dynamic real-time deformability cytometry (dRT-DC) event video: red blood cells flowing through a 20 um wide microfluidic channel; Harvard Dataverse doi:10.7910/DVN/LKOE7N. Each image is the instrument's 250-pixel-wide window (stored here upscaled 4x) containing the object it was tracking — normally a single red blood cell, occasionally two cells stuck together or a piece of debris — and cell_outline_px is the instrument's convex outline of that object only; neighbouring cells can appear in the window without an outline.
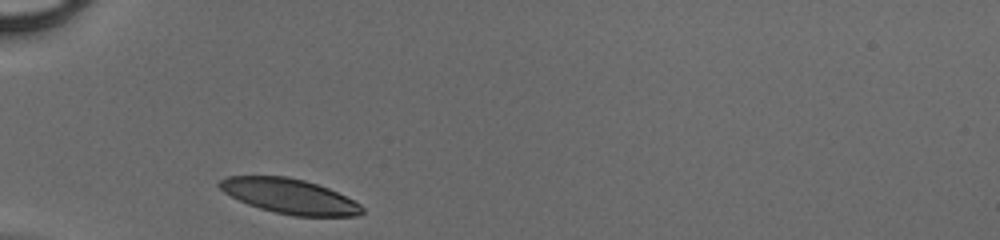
{"species": "human", "species_latin": "Homo sapiens", "temperature_condition": "cold", "stored_images_in_passage": 26, "camera_frame_rate_fps": 3000, "um_per_image_px": 0.085, "donor": {"sex": "male"}, "frame": {"image": 1, "passage_image": 1, "time_ms": 0.0, "image_size_px": [1000, 240], "cell_outline_px": [[364, 212], [356, 216], [292, 216], [260, 208], [248, 204], [224, 192], [216, 184], [220, 180], [228, 176], [288, 176], [304, 180], [328, 188], [360, 204], [364, 208]], "centroid_in_image_um": [24.61, 16.68], "position_along_channel_um": 60.4, "area_um2": 28.73}}
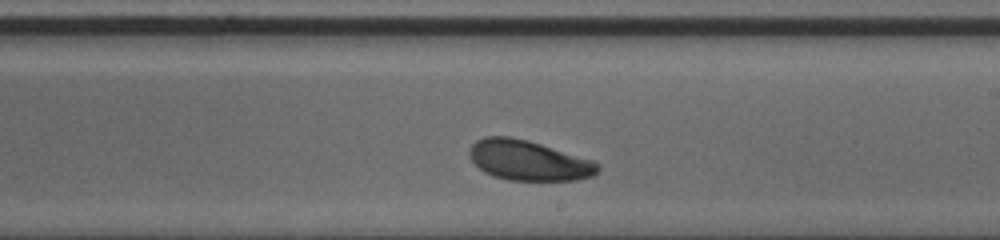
{"frame": {"image": 2, "passage_image": 15, "time_ms": 4.667, "image_size_px": [1000, 240], "cell_outline_px": [[600, 168], [592, 176], [576, 180], [508, 180], [492, 176], [484, 172], [468, 156], [468, 152], [472, 144], [476, 140], [484, 136], [508, 136], [528, 140], [596, 160], [600, 164]], "centroid_in_image_um": [44.94, 13.63], "position_along_channel_um": 244.1, "area_um2": 30.29}}
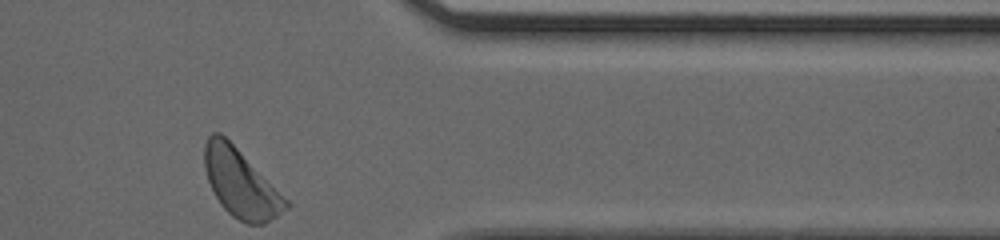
{"frame": {"image": 3, "passage_image": 26, "time_ms": 8.333, "image_size_px": [1000, 240], "cell_outline_px": [[292, 204], [288, 208], [264, 224], [248, 224], [232, 216], [220, 204], [208, 180], [204, 168], [204, 144], [208, 136], [212, 132], [220, 132]], "centroid_in_image_um": [20.44, 15.59], "position_along_channel_um": 391.0, "area_um2": 31.67}}